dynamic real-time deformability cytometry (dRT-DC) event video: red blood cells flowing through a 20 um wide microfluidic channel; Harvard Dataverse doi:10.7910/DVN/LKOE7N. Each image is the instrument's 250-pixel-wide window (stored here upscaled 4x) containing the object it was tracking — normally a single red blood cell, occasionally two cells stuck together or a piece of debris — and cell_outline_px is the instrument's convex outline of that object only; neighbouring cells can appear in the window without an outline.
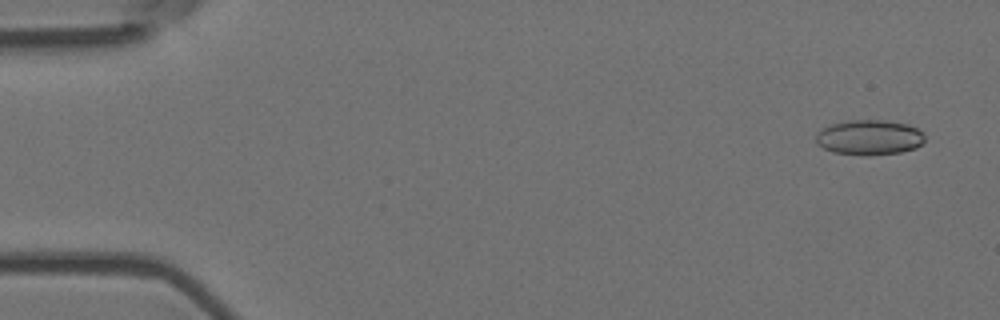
{"species": "Egyptian fruit bat (a non-hibernating species)", "species_latin": "Rousettus aegyptiacus", "temperature_condition": "room temperature", "stored_images_in_passage": 8, "camera_frame_rate_fps": 3000, "um_per_image_px": 0.085, "animal": {"sex": "female"}, "frame": {"image": 1, "passage_image": 1, "time_ms": 0.0, "image_size_px": [1000, 320], "cell_outline_px": [[924, 140], [916, 148], [900, 152], [868, 156], [864, 156], [832, 152], [816, 144], [816, 132], [832, 124], [848, 120], [884, 120], [908, 124], [916, 128], [924, 136]], "centroid_in_image_um": [73.86, 11.69], "position_along_channel_um": 11.1, "area_um2": 22.31}}
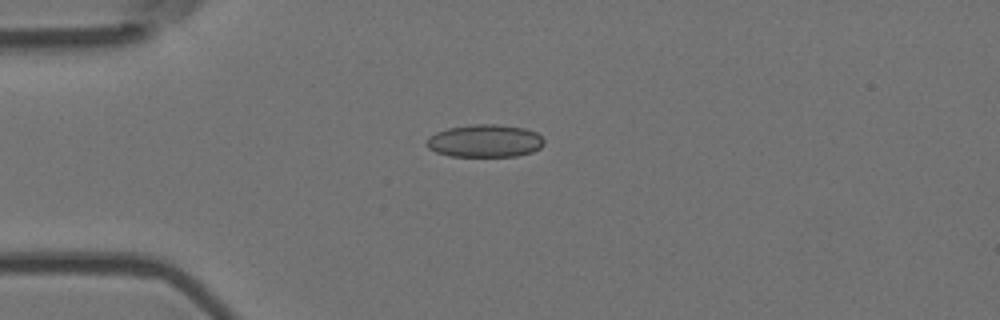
{"frame": {"image": 2, "passage_image": 4, "time_ms": 1.0, "image_size_px": [1000, 320], "cell_outline_px": [[544, 144], [540, 148], [532, 152], [516, 156], [448, 156], [436, 152], [428, 148], [424, 144], [428, 136], [436, 132], [448, 128], [472, 124], [496, 124], [524, 128], [536, 132], [544, 140]], "centroid_in_image_um": [41.18, 11.98], "position_along_channel_um": 43.8, "area_um2": 22.54}}
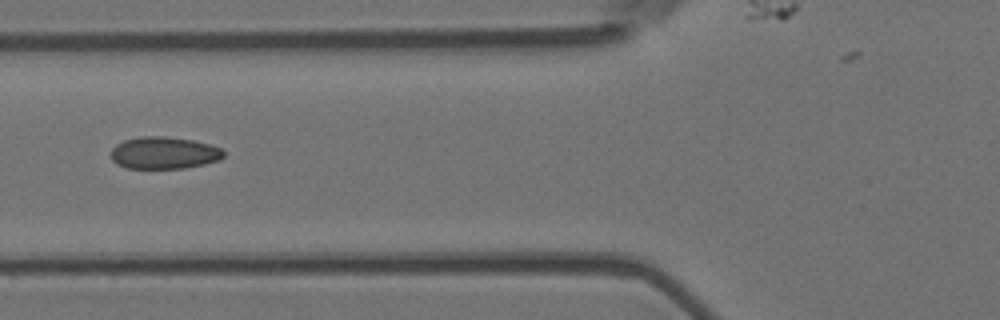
{"frame": {"image": 3, "passage_image": 6, "time_ms": 1.667, "image_size_px": [1000, 320], "cell_outline_px": [[224, 156], [220, 160], [204, 164], [184, 168], [128, 168], [116, 164], [112, 160], [112, 148], [116, 144], [124, 140], [140, 136], [164, 136], [192, 140], [208, 144], [220, 148], [224, 152]], "centroid_in_image_um": [13.93, 12.99], "position_along_channel_um": 111.9, "area_um2": 21.04}}